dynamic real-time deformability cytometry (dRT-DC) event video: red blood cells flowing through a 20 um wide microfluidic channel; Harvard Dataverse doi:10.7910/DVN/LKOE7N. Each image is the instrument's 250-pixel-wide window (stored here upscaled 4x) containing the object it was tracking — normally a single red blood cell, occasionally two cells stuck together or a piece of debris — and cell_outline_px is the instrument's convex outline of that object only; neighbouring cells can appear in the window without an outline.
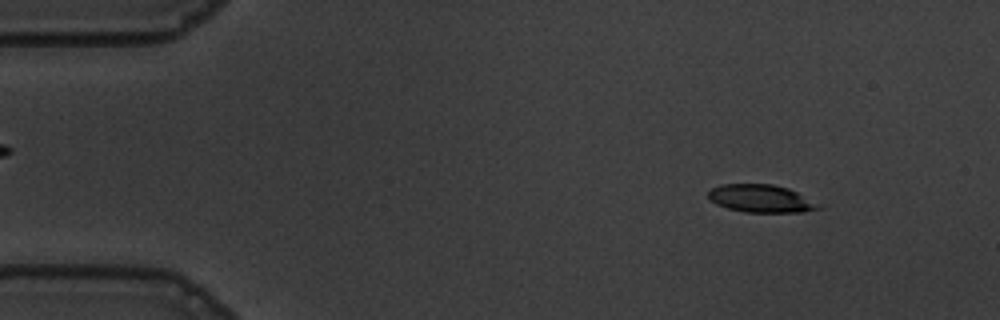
{"species": "common noctule bat (a hibernating species)", "species_latin": "Nyctalus noctula", "temperature_condition": "warm", "stored_images_in_passage": 55, "camera_frame_rate_fps": 3000, "um_per_image_px": 0.085, "animal": {"sex": "male", "body_mass_g": 19.5, "forearm_length_mm": 54.6}, "frame": {"image": 1, "passage_image": 6, "time_ms": 1.667, "image_size_px": [1000, 320], "cell_outline_px": [[824, 208], [804, 212], [744, 212], [728, 208], [716, 204], [708, 196], [708, 192], [712, 188], [720, 184], [772, 184], [788, 188], [820, 204]], "centroid_in_image_um": [64.7, 16.88], "position_along_channel_um": 20.3, "area_um2": 17.8}}
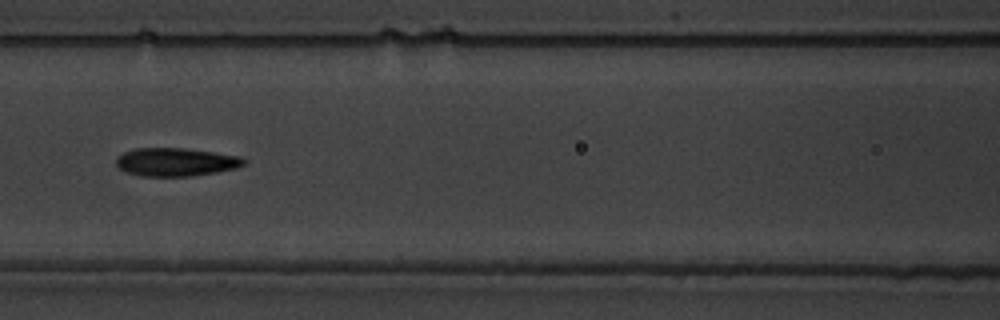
{"frame": {"image": 2, "passage_image": 24, "time_ms": 7.667, "image_size_px": [1000, 320], "cell_outline_px": [[248, 160], [244, 164], [236, 168], [216, 172], [192, 176], [140, 176], [128, 172], [120, 168], [116, 164], [116, 156], [124, 152], [136, 148], [184, 148], [240, 156]], "centroid_in_image_um": [14.95, 13.77], "position_along_channel_um": 151.7, "area_um2": 20.98}}
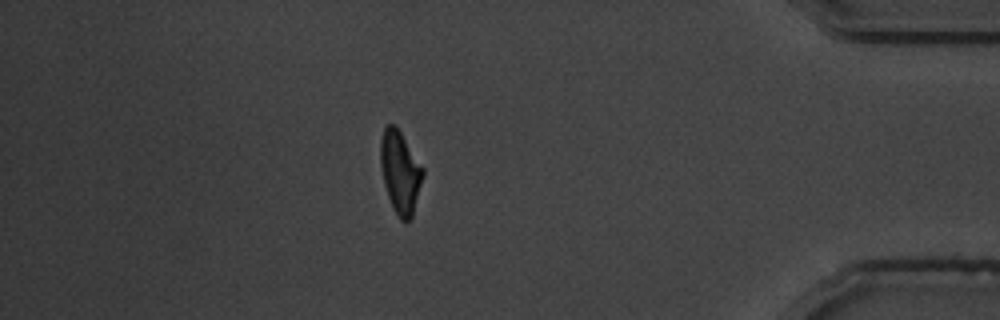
{"frame": {"image": 3, "passage_image": 48, "time_ms": 15.667, "image_size_px": [1000, 320], "cell_outline_px": [[424, 176], [412, 220], [400, 220], [392, 208], [384, 184], [380, 164], [380, 140], [384, 128], [388, 124], [392, 124], [400, 132], [424, 168]], "centroid_in_image_um": [34.03, 14.68], "position_along_channel_um": 401.2, "area_um2": 20.46}, "authors_computed_cell_mechanics": {"area_um2": 20.4612, "velocity_mm_per_s": 3.6239, "shape_relaxation_time_tau1_ms": 4.907, "shape_relaxation_time_tau2_ms": 1.8141, "deformation_change_tau1": 0.1942, "deformation_change_tau2": 0.1017}}